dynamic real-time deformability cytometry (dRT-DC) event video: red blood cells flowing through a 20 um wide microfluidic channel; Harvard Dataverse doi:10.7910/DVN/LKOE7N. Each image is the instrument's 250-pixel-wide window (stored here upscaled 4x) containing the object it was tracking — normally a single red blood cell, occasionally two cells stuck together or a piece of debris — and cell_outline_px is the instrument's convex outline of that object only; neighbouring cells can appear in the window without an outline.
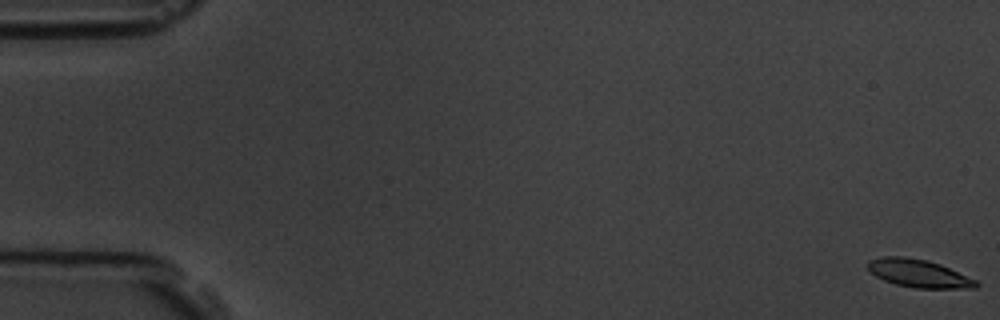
{"species": "common noctule bat (a hibernating species)", "species_latin": "Nyctalus noctula", "temperature_condition": "room temperature", "stored_images_in_passage": 58, "camera_frame_rate_fps": 3000, "um_per_image_px": 0.085, "animal": {"sex": "male", "body_mass_g": 19.5, "forearm_length_mm": 54.6}, "frame": {"image": 1, "passage_image": 1, "time_ms": 0.0, "image_size_px": [1000, 320], "cell_outline_px": [[980, 284], [976, 288], [916, 288], [896, 284], [884, 280], [876, 276], [868, 268], [868, 260], [884, 256], [904, 256], [928, 260], [940, 264], [976, 280]], "centroid_in_image_um": [78.09, 23.23], "position_along_channel_um": 6.9, "area_um2": 17.51}}
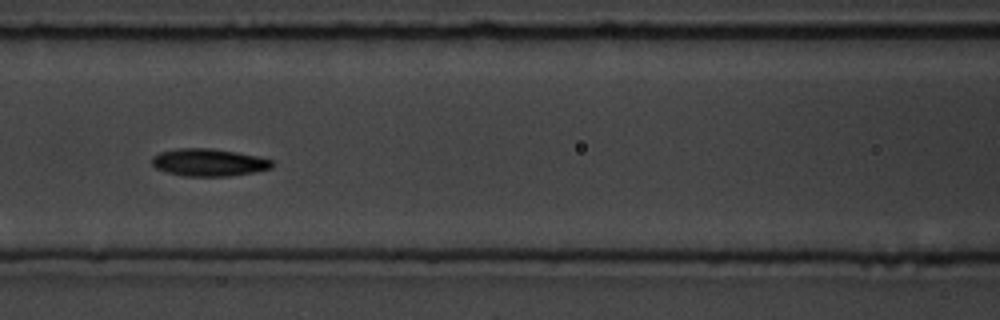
{"frame": {"image": 2, "passage_image": 26, "time_ms": 8.333, "image_size_px": [1000, 320], "cell_outline_px": [[272, 168], [252, 172], [228, 176], [184, 176], [168, 172], [156, 168], [152, 164], [152, 156], [160, 152], [176, 148], [212, 148], [236, 152], [256, 156], [272, 160]], "centroid_in_image_um": [17.71, 13.8], "position_along_channel_um": 148.9, "area_um2": 19.07}}
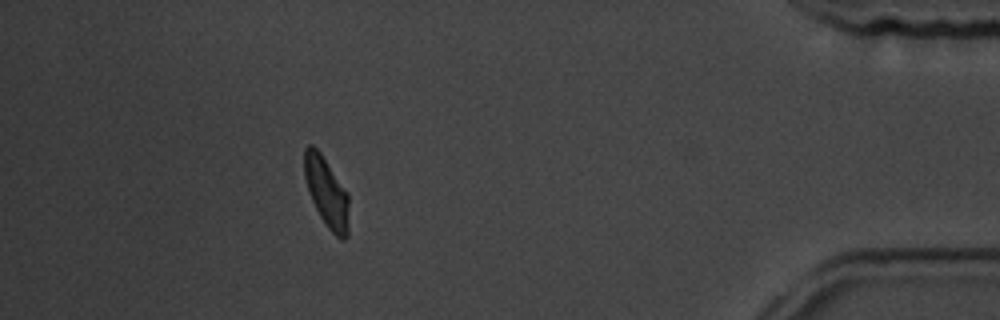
{"frame": {"image": 3, "passage_image": 52, "time_ms": 17.0, "image_size_px": [1000, 320], "cell_outline_px": [[348, 236], [344, 240], [340, 240], [328, 228], [320, 216], [312, 200], [304, 176], [304, 148], [308, 144], [312, 144], [320, 152], [348, 196]], "centroid_in_image_um": [27.74, 16.36], "position_along_channel_um": 407.5, "area_um2": 17.69}, "authors_computed_cell_mechanics": {"area_um2": 18.3515, "velocity_mm_per_s": 3.5889, "shape_relaxation_time_tau1_ms": 3.247, "shape_relaxation_time_tau2_ms": 3.4205, "deformation_change_tau1": 0.1191, "deformation_change_tau2": 0.0881}}